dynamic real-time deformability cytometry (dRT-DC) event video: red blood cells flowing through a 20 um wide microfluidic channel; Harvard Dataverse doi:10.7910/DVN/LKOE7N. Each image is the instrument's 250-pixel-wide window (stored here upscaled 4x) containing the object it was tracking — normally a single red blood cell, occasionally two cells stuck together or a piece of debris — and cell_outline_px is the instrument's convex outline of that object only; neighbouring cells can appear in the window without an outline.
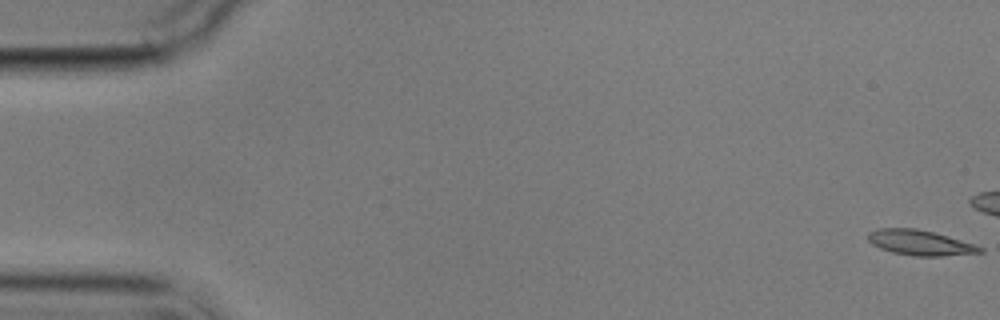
{"species": "common noctule bat (a hibernating species)", "species_latin": "Nyctalus noctula", "temperature_condition": "cold", "stored_images_in_passage": 5, "camera_frame_rate_fps": 3000, "um_per_image_px": 0.085, "animal": {"sex": "male", "body_mass_g": 17.9}, "frame": {"image": 1, "passage_image": 1, "time_ms": 0.0, "image_size_px": [1000, 320], "cell_outline_px": [[984, 252], [940, 256], [916, 256], [892, 252], [880, 248], [872, 244], [868, 240], [868, 232], [876, 228], [916, 228], [948, 236], [976, 244], [984, 248]], "centroid_in_image_um": [78.21, 20.62], "position_along_channel_um": 6.8, "area_um2": 16.47}}
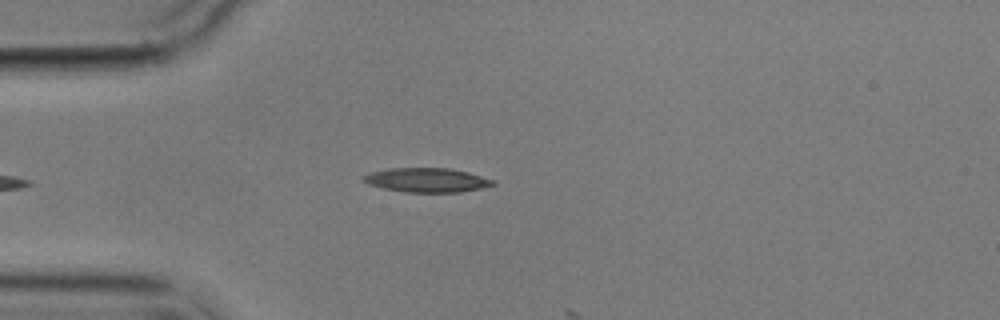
{"frame": {"image": 2, "passage_image": 5, "time_ms": 6.333, "image_size_px": [1000, 320], "cell_outline_px": [[496, 184], [480, 188], [460, 192], [404, 192], [384, 188], [368, 184], [360, 176], [372, 172], [388, 168], [448, 168], [468, 172], [492, 180]], "centroid_in_image_um": [36.24, 15.3], "position_along_channel_um": 48.8, "area_um2": 18.09}}